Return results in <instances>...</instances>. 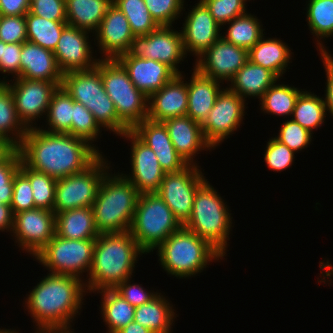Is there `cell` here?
Instances as JSON below:
<instances>
[{
	"instance_id": "6da1fadb",
	"label": "cell",
	"mask_w": 333,
	"mask_h": 333,
	"mask_svg": "<svg viewBox=\"0 0 333 333\" xmlns=\"http://www.w3.org/2000/svg\"><path fill=\"white\" fill-rule=\"evenodd\" d=\"M37 127L28 129L18 147L22 161L56 180L84 171L101 155L86 140Z\"/></svg>"
},
{
	"instance_id": "7a4b0ae2",
	"label": "cell",
	"mask_w": 333,
	"mask_h": 333,
	"mask_svg": "<svg viewBox=\"0 0 333 333\" xmlns=\"http://www.w3.org/2000/svg\"><path fill=\"white\" fill-rule=\"evenodd\" d=\"M86 293L85 282L78 277L49 273L41 278L24 303L37 326L35 331L72 327Z\"/></svg>"
},
{
	"instance_id": "3957f363",
	"label": "cell",
	"mask_w": 333,
	"mask_h": 333,
	"mask_svg": "<svg viewBox=\"0 0 333 333\" xmlns=\"http://www.w3.org/2000/svg\"><path fill=\"white\" fill-rule=\"evenodd\" d=\"M142 254L146 253L130 231L99 234L95 239L88 279L84 281L87 292L96 294L99 290L114 289L133 276L138 255Z\"/></svg>"
},
{
	"instance_id": "277c9868",
	"label": "cell",
	"mask_w": 333,
	"mask_h": 333,
	"mask_svg": "<svg viewBox=\"0 0 333 333\" xmlns=\"http://www.w3.org/2000/svg\"><path fill=\"white\" fill-rule=\"evenodd\" d=\"M111 171L102 179L92 205L99 234L130 231L140 195L126 177L121 173L112 174Z\"/></svg>"
},
{
	"instance_id": "5b68a950",
	"label": "cell",
	"mask_w": 333,
	"mask_h": 333,
	"mask_svg": "<svg viewBox=\"0 0 333 333\" xmlns=\"http://www.w3.org/2000/svg\"><path fill=\"white\" fill-rule=\"evenodd\" d=\"M156 249L161 267L177 279L194 277L208 267V263L223 259L207 241L184 226Z\"/></svg>"
},
{
	"instance_id": "8992f818",
	"label": "cell",
	"mask_w": 333,
	"mask_h": 333,
	"mask_svg": "<svg viewBox=\"0 0 333 333\" xmlns=\"http://www.w3.org/2000/svg\"><path fill=\"white\" fill-rule=\"evenodd\" d=\"M207 180L198 187L192 214L183 226L207 241L225 257L233 217L225 200Z\"/></svg>"
},
{
	"instance_id": "52a82bcc",
	"label": "cell",
	"mask_w": 333,
	"mask_h": 333,
	"mask_svg": "<svg viewBox=\"0 0 333 333\" xmlns=\"http://www.w3.org/2000/svg\"><path fill=\"white\" fill-rule=\"evenodd\" d=\"M61 86L74 101L90 110L101 129H108L118 136L129 131L119 121L115 105L104 90L97 67L64 73Z\"/></svg>"
},
{
	"instance_id": "ba28073f",
	"label": "cell",
	"mask_w": 333,
	"mask_h": 333,
	"mask_svg": "<svg viewBox=\"0 0 333 333\" xmlns=\"http://www.w3.org/2000/svg\"><path fill=\"white\" fill-rule=\"evenodd\" d=\"M100 70L103 87L113 101L119 121L132 130L148 117V97L130 80L127 70L117 59H101Z\"/></svg>"
},
{
	"instance_id": "9c48e42d",
	"label": "cell",
	"mask_w": 333,
	"mask_h": 333,
	"mask_svg": "<svg viewBox=\"0 0 333 333\" xmlns=\"http://www.w3.org/2000/svg\"><path fill=\"white\" fill-rule=\"evenodd\" d=\"M182 226L157 193L139 195L130 233L146 254Z\"/></svg>"
},
{
	"instance_id": "30bf717a",
	"label": "cell",
	"mask_w": 333,
	"mask_h": 333,
	"mask_svg": "<svg viewBox=\"0 0 333 333\" xmlns=\"http://www.w3.org/2000/svg\"><path fill=\"white\" fill-rule=\"evenodd\" d=\"M104 157L101 154L84 171L57 180L53 206L55 214L76 208L92 207L101 181L111 168Z\"/></svg>"
},
{
	"instance_id": "8fae6325",
	"label": "cell",
	"mask_w": 333,
	"mask_h": 333,
	"mask_svg": "<svg viewBox=\"0 0 333 333\" xmlns=\"http://www.w3.org/2000/svg\"><path fill=\"white\" fill-rule=\"evenodd\" d=\"M94 244L95 239L72 240L55 234L34 257L49 273L82 279L83 272H90Z\"/></svg>"
},
{
	"instance_id": "7c38bea8",
	"label": "cell",
	"mask_w": 333,
	"mask_h": 333,
	"mask_svg": "<svg viewBox=\"0 0 333 333\" xmlns=\"http://www.w3.org/2000/svg\"><path fill=\"white\" fill-rule=\"evenodd\" d=\"M173 26H159L147 35L135 36L125 54L118 58H143L159 61L181 74L178 64L188 56L185 53L182 34ZM186 56V57H185Z\"/></svg>"
},
{
	"instance_id": "4fadbf2b",
	"label": "cell",
	"mask_w": 333,
	"mask_h": 333,
	"mask_svg": "<svg viewBox=\"0 0 333 333\" xmlns=\"http://www.w3.org/2000/svg\"><path fill=\"white\" fill-rule=\"evenodd\" d=\"M200 166L188 164L182 170L165 173L157 194L184 225L192 214L195 193L206 180Z\"/></svg>"
},
{
	"instance_id": "5bb4252c",
	"label": "cell",
	"mask_w": 333,
	"mask_h": 333,
	"mask_svg": "<svg viewBox=\"0 0 333 333\" xmlns=\"http://www.w3.org/2000/svg\"><path fill=\"white\" fill-rule=\"evenodd\" d=\"M246 100L237 93L223 87L218 94L214 107L201 124L205 140L214 148L237 131L243 122Z\"/></svg>"
},
{
	"instance_id": "9a60e30c",
	"label": "cell",
	"mask_w": 333,
	"mask_h": 333,
	"mask_svg": "<svg viewBox=\"0 0 333 333\" xmlns=\"http://www.w3.org/2000/svg\"><path fill=\"white\" fill-rule=\"evenodd\" d=\"M6 83L13 94L17 114L28 129L36 127V120L45 117L43 115L47 114L53 93L62 85V83L21 77L6 81Z\"/></svg>"
},
{
	"instance_id": "2e32d148",
	"label": "cell",
	"mask_w": 333,
	"mask_h": 333,
	"mask_svg": "<svg viewBox=\"0 0 333 333\" xmlns=\"http://www.w3.org/2000/svg\"><path fill=\"white\" fill-rule=\"evenodd\" d=\"M56 214L34 208L14 214L12 233L21 250L33 257L54 237Z\"/></svg>"
},
{
	"instance_id": "e0dca14e",
	"label": "cell",
	"mask_w": 333,
	"mask_h": 333,
	"mask_svg": "<svg viewBox=\"0 0 333 333\" xmlns=\"http://www.w3.org/2000/svg\"><path fill=\"white\" fill-rule=\"evenodd\" d=\"M248 50L233 45L220 37L195 61L202 75L219 82H228L247 63Z\"/></svg>"
},
{
	"instance_id": "ac0fdd59",
	"label": "cell",
	"mask_w": 333,
	"mask_h": 333,
	"mask_svg": "<svg viewBox=\"0 0 333 333\" xmlns=\"http://www.w3.org/2000/svg\"><path fill=\"white\" fill-rule=\"evenodd\" d=\"M120 137L130 140L131 151V174L126 177L136 188L138 193H157L160 188L165 172L160 167L154 151L143 143L131 130Z\"/></svg>"
},
{
	"instance_id": "d6986e66",
	"label": "cell",
	"mask_w": 333,
	"mask_h": 333,
	"mask_svg": "<svg viewBox=\"0 0 333 333\" xmlns=\"http://www.w3.org/2000/svg\"><path fill=\"white\" fill-rule=\"evenodd\" d=\"M196 4L189 10L180 31L186 55L195 54L197 59L221 37L222 27L201 0Z\"/></svg>"
},
{
	"instance_id": "ffe728a7",
	"label": "cell",
	"mask_w": 333,
	"mask_h": 333,
	"mask_svg": "<svg viewBox=\"0 0 333 333\" xmlns=\"http://www.w3.org/2000/svg\"><path fill=\"white\" fill-rule=\"evenodd\" d=\"M89 33L91 32L69 25L63 29L53 51L63 74L70 71L91 70L96 67L100 59L92 55L94 52L91 50L93 47L90 44Z\"/></svg>"
},
{
	"instance_id": "44dd1931",
	"label": "cell",
	"mask_w": 333,
	"mask_h": 333,
	"mask_svg": "<svg viewBox=\"0 0 333 333\" xmlns=\"http://www.w3.org/2000/svg\"><path fill=\"white\" fill-rule=\"evenodd\" d=\"M94 42L102 55L101 59H117L125 54L135 37L123 12L112 4L105 13L98 29L93 33ZM104 56V57H103Z\"/></svg>"
},
{
	"instance_id": "7402d4cb",
	"label": "cell",
	"mask_w": 333,
	"mask_h": 333,
	"mask_svg": "<svg viewBox=\"0 0 333 333\" xmlns=\"http://www.w3.org/2000/svg\"><path fill=\"white\" fill-rule=\"evenodd\" d=\"M131 131L154 151L165 173L180 171L188 165L175 150L163 122L146 118Z\"/></svg>"
},
{
	"instance_id": "603a6c76",
	"label": "cell",
	"mask_w": 333,
	"mask_h": 333,
	"mask_svg": "<svg viewBox=\"0 0 333 333\" xmlns=\"http://www.w3.org/2000/svg\"><path fill=\"white\" fill-rule=\"evenodd\" d=\"M181 74L175 75L160 90L148 98V119L163 122L187 114V81ZM186 82V83H184Z\"/></svg>"
},
{
	"instance_id": "cb8c5ba5",
	"label": "cell",
	"mask_w": 333,
	"mask_h": 333,
	"mask_svg": "<svg viewBox=\"0 0 333 333\" xmlns=\"http://www.w3.org/2000/svg\"><path fill=\"white\" fill-rule=\"evenodd\" d=\"M163 123L175 150L187 164L198 165L194 162L196 154L201 150L212 151V146L204 138L201 124L189 116L170 118Z\"/></svg>"
},
{
	"instance_id": "d4e9b609",
	"label": "cell",
	"mask_w": 333,
	"mask_h": 333,
	"mask_svg": "<svg viewBox=\"0 0 333 333\" xmlns=\"http://www.w3.org/2000/svg\"><path fill=\"white\" fill-rule=\"evenodd\" d=\"M127 70L135 87L148 98L177 75L159 61L143 58H117Z\"/></svg>"
},
{
	"instance_id": "484cf974",
	"label": "cell",
	"mask_w": 333,
	"mask_h": 333,
	"mask_svg": "<svg viewBox=\"0 0 333 333\" xmlns=\"http://www.w3.org/2000/svg\"><path fill=\"white\" fill-rule=\"evenodd\" d=\"M20 77L62 83L60 70L54 52L29 41L22 43Z\"/></svg>"
},
{
	"instance_id": "4316f807",
	"label": "cell",
	"mask_w": 333,
	"mask_h": 333,
	"mask_svg": "<svg viewBox=\"0 0 333 333\" xmlns=\"http://www.w3.org/2000/svg\"><path fill=\"white\" fill-rule=\"evenodd\" d=\"M220 83L213 78L202 75L193 67L192 75L187 82L188 107L186 116L202 124L214 107L216 98L222 90Z\"/></svg>"
},
{
	"instance_id": "83f0119b",
	"label": "cell",
	"mask_w": 333,
	"mask_h": 333,
	"mask_svg": "<svg viewBox=\"0 0 333 333\" xmlns=\"http://www.w3.org/2000/svg\"><path fill=\"white\" fill-rule=\"evenodd\" d=\"M278 79L269 69L248 60L228 82L229 87L227 88L237 93L244 100L247 97H257L260 100Z\"/></svg>"
},
{
	"instance_id": "f1b7e54d",
	"label": "cell",
	"mask_w": 333,
	"mask_h": 333,
	"mask_svg": "<svg viewBox=\"0 0 333 333\" xmlns=\"http://www.w3.org/2000/svg\"><path fill=\"white\" fill-rule=\"evenodd\" d=\"M293 54L289 46L277 38L261 39L248 51V58L254 64L272 71L280 81L285 74Z\"/></svg>"
},
{
	"instance_id": "f546056e",
	"label": "cell",
	"mask_w": 333,
	"mask_h": 333,
	"mask_svg": "<svg viewBox=\"0 0 333 333\" xmlns=\"http://www.w3.org/2000/svg\"><path fill=\"white\" fill-rule=\"evenodd\" d=\"M55 234L72 240L96 239L99 235L92 207H82L56 214Z\"/></svg>"
},
{
	"instance_id": "4dcf8cb0",
	"label": "cell",
	"mask_w": 333,
	"mask_h": 333,
	"mask_svg": "<svg viewBox=\"0 0 333 333\" xmlns=\"http://www.w3.org/2000/svg\"><path fill=\"white\" fill-rule=\"evenodd\" d=\"M173 305L159 293L151 301L135 307L134 322L153 333H172L175 316Z\"/></svg>"
},
{
	"instance_id": "1f68e13d",
	"label": "cell",
	"mask_w": 333,
	"mask_h": 333,
	"mask_svg": "<svg viewBox=\"0 0 333 333\" xmlns=\"http://www.w3.org/2000/svg\"><path fill=\"white\" fill-rule=\"evenodd\" d=\"M112 4L113 0H65L66 22L94 33Z\"/></svg>"
},
{
	"instance_id": "d6a6232c",
	"label": "cell",
	"mask_w": 333,
	"mask_h": 333,
	"mask_svg": "<svg viewBox=\"0 0 333 333\" xmlns=\"http://www.w3.org/2000/svg\"><path fill=\"white\" fill-rule=\"evenodd\" d=\"M96 292L102 295L100 313L103 322L107 325V333H117L134 321L135 307L131 306L114 289H103Z\"/></svg>"
},
{
	"instance_id": "836d02e7",
	"label": "cell",
	"mask_w": 333,
	"mask_h": 333,
	"mask_svg": "<svg viewBox=\"0 0 333 333\" xmlns=\"http://www.w3.org/2000/svg\"><path fill=\"white\" fill-rule=\"evenodd\" d=\"M27 131L17 114L9 85L0 82V137L8 139L18 148Z\"/></svg>"
},
{
	"instance_id": "e575fe53",
	"label": "cell",
	"mask_w": 333,
	"mask_h": 333,
	"mask_svg": "<svg viewBox=\"0 0 333 333\" xmlns=\"http://www.w3.org/2000/svg\"><path fill=\"white\" fill-rule=\"evenodd\" d=\"M308 27L317 40V49L321 54H329L321 39L333 36V0H308ZM321 43H320V42Z\"/></svg>"
},
{
	"instance_id": "d590c367",
	"label": "cell",
	"mask_w": 333,
	"mask_h": 333,
	"mask_svg": "<svg viewBox=\"0 0 333 333\" xmlns=\"http://www.w3.org/2000/svg\"><path fill=\"white\" fill-rule=\"evenodd\" d=\"M74 114V100L60 86L53 93L46 114L48 128L42 130L51 133H62L71 135V121ZM47 128V130H46Z\"/></svg>"
},
{
	"instance_id": "8d00e7d4",
	"label": "cell",
	"mask_w": 333,
	"mask_h": 333,
	"mask_svg": "<svg viewBox=\"0 0 333 333\" xmlns=\"http://www.w3.org/2000/svg\"><path fill=\"white\" fill-rule=\"evenodd\" d=\"M327 109L323 97L308 91H302L296 101L292 120L310 131L318 129L325 121Z\"/></svg>"
},
{
	"instance_id": "74e56055",
	"label": "cell",
	"mask_w": 333,
	"mask_h": 333,
	"mask_svg": "<svg viewBox=\"0 0 333 333\" xmlns=\"http://www.w3.org/2000/svg\"><path fill=\"white\" fill-rule=\"evenodd\" d=\"M228 30L221 37L235 46L250 50L264 35L262 24L254 14L246 13L227 23ZM225 35V36H224Z\"/></svg>"
},
{
	"instance_id": "f35d334b",
	"label": "cell",
	"mask_w": 333,
	"mask_h": 333,
	"mask_svg": "<svg viewBox=\"0 0 333 333\" xmlns=\"http://www.w3.org/2000/svg\"><path fill=\"white\" fill-rule=\"evenodd\" d=\"M27 41L54 51L67 22L52 21L32 14L25 15Z\"/></svg>"
},
{
	"instance_id": "ab89813d",
	"label": "cell",
	"mask_w": 333,
	"mask_h": 333,
	"mask_svg": "<svg viewBox=\"0 0 333 333\" xmlns=\"http://www.w3.org/2000/svg\"><path fill=\"white\" fill-rule=\"evenodd\" d=\"M277 83L276 81L260 99V109L264 114L291 117L302 89Z\"/></svg>"
},
{
	"instance_id": "60d3db41",
	"label": "cell",
	"mask_w": 333,
	"mask_h": 333,
	"mask_svg": "<svg viewBox=\"0 0 333 333\" xmlns=\"http://www.w3.org/2000/svg\"><path fill=\"white\" fill-rule=\"evenodd\" d=\"M127 18L134 36L147 35L159 25L151 17L144 0H113Z\"/></svg>"
},
{
	"instance_id": "b9f144b4",
	"label": "cell",
	"mask_w": 333,
	"mask_h": 333,
	"mask_svg": "<svg viewBox=\"0 0 333 333\" xmlns=\"http://www.w3.org/2000/svg\"><path fill=\"white\" fill-rule=\"evenodd\" d=\"M19 170L30 181L35 208L53 211L57 180L45 173L29 168L23 161Z\"/></svg>"
},
{
	"instance_id": "7bdbcfd3",
	"label": "cell",
	"mask_w": 333,
	"mask_h": 333,
	"mask_svg": "<svg viewBox=\"0 0 333 333\" xmlns=\"http://www.w3.org/2000/svg\"><path fill=\"white\" fill-rule=\"evenodd\" d=\"M101 127L96 122L93 114L90 110L83 106L81 103L74 101V114L71 121V135L77 138L86 140L92 145L100 154L99 148L92 144L99 138V134L102 132Z\"/></svg>"
},
{
	"instance_id": "ee69618b",
	"label": "cell",
	"mask_w": 333,
	"mask_h": 333,
	"mask_svg": "<svg viewBox=\"0 0 333 333\" xmlns=\"http://www.w3.org/2000/svg\"><path fill=\"white\" fill-rule=\"evenodd\" d=\"M185 0H144L151 17L159 26H172L185 11Z\"/></svg>"
},
{
	"instance_id": "f6af8a7d",
	"label": "cell",
	"mask_w": 333,
	"mask_h": 333,
	"mask_svg": "<svg viewBox=\"0 0 333 333\" xmlns=\"http://www.w3.org/2000/svg\"><path fill=\"white\" fill-rule=\"evenodd\" d=\"M274 138L297 153L309 147L313 137L310 131L290 119L281 124L279 133Z\"/></svg>"
},
{
	"instance_id": "bcb514c9",
	"label": "cell",
	"mask_w": 333,
	"mask_h": 333,
	"mask_svg": "<svg viewBox=\"0 0 333 333\" xmlns=\"http://www.w3.org/2000/svg\"><path fill=\"white\" fill-rule=\"evenodd\" d=\"M208 8L215 21L225 26L234 18L247 13V0H201Z\"/></svg>"
},
{
	"instance_id": "7dc6e473",
	"label": "cell",
	"mask_w": 333,
	"mask_h": 333,
	"mask_svg": "<svg viewBox=\"0 0 333 333\" xmlns=\"http://www.w3.org/2000/svg\"><path fill=\"white\" fill-rule=\"evenodd\" d=\"M22 157L17 148L3 163L0 164V204L11 206L14 175L20 168Z\"/></svg>"
},
{
	"instance_id": "c3c4849f",
	"label": "cell",
	"mask_w": 333,
	"mask_h": 333,
	"mask_svg": "<svg viewBox=\"0 0 333 333\" xmlns=\"http://www.w3.org/2000/svg\"><path fill=\"white\" fill-rule=\"evenodd\" d=\"M294 154L296 153L287 145L272 137L267 142L264 161L271 171L279 172L290 168L292 163H294Z\"/></svg>"
},
{
	"instance_id": "681fc988",
	"label": "cell",
	"mask_w": 333,
	"mask_h": 333,
	"mask_svg": "<svg viewBox=\"0 0 333 333\" xmlns=\"http://www.w3.org/2000/svg\"><path fill=\"white\" fill-rule=\"evenodd\" d=\"M32 187L29 179L18 170L14 175V188L11 201L13 214L35 208Z\"/></svg>"
},
{
	"instance_id": "f907efd6",
	"label": "cell",
	"mask_w": 333,
	"mask_h": 333,
	"mask_svg": "<svg viewBox=\"0 0 333 333\" xmlns=\"http://www.w3.org/2000/svg\"><path fill=\"white\" fill-rule=\"evenodd\" d=\"M0 40L5 44L27 41L26 21L23 16H0Z\"/></svg>"
},
{
	"instance_id": "816d5d0a",
	"label": "cell",
	"mask_w": 333,
	"mask_h": 333,
	"mask_svg": "<svg viewBox=\"0 0 333 333\" xmlns=\"http://www.w3.org/2000/svg\"><path fill=\"white\" fill-rule=\"evenodd\" d=\"M132 277L125 279L123 282L118 284L114 290L120 294L131 306L138 307L142 304H145L151 301L154 297H156L159 292H154L153 290L147 291L143 289L140 284L132 283ZM146 290V291H145Z\"/></svg>"
},
{
	"instance_id": "f5cc1de1",
	"label": "cell",
	"mask_w": 333,
	"mask_h": 333,
	"mask_svg": "<svg viewBox=\"0 0 333 333\" xmlns=\"http://www.w3.org/2000/svg\"><path fill=\"white\" fill-rule=\"evenodd\" d=\"M30 12L48 20L66 22L65 0H36L30 4Z\"/></svg>"
},
{
	"instance_id": "db71d44e",
	"label": "cell",
	"mask_w": 333,
	"mask_h": 333,
	"mask_svg": "<svg viewBox=\"0 0 333 333\" xmlns=\"http://www.w3.org/2000/svg\"><path fill=\"white\" fill-rule=\"evenodd\" d=\"M21 43H9L3 47L2 56L0 59V72L2 74H12L13 78L20 77V57H21ZM0 82H6L5 78Z\"/></svg>"
},
{
	"instance_id": "11a10c76",
	"label": "cell",
	"mask_w": 333,
	"mask_h": 333,
	"mask_svg": "<svg viewBox=\"0 0 333 333\" xmlns=\"http://www.w3.org/2000/svg\"><path fill=\"white\" fill-rule=\"evenodd\" d=\"M323 65L326 72V90L324 101L326 109L331 116H333V56L330 54H321Z\"/></svg>"
},
{
	"instance_id": "9f6ffc18",
	"label": "cell",
	"mask_w": 333,
	"mask_h": 333,
	"mask_svg": "<svg viewBox=\"0 0 333 333\" xmlns=\"http://www.w3.org/2000/svg\"><path fill=\"white\" fill-rule=\"evenodd\" d=\"M30 11L29 0H0V15L23 16Z\"/></svg>"
},
{
	"instance_id": "6f0895ef",
	"label": "cell",
	"mask_w": 333,
	"mask_h": 333,
	"mask_svg": "<svg viewBox=\"0 0 333 333\" xmlns=\"http://www.w3.org/2000/svg\"><path fill=\"white\" fill-rule=\"evenodd\" d=\"M14 214L10 205L0 204V231L7 230L12 233Z\"/></svg>"
},
{
	"instance_id": "680465c9",
	"label": "cell",
	"mask_w": 333,
	"mask_h": 333,
	"mask_svg": "<svg viewBox=\"0 0 333 333\" xmlns=\"http://www.w3.org/2000/svg\"><path fill=\"white\" fill-rule=\"evenodd\" d=\"M17 147L8 139L0 137V164L3 163Z\"/></svg>"
},
{
	"instance_id": "91938a15",
	"label": "cell",
	"mask_w": 333,
	"mask_h": 333,
	"mask_svg": "<svg viewBox=\"0 0 333 333\" xmlns=\"http://www.w3.org/2000/svg\"><path fill=\"white\" fill-rule=\"evenodd\" d=\"M117 333H153L151 330L143 327L136 322L129 323L126 327L119 330Z\"/></svg>"
},
{
	"instance_id": "94428289",
	"label": "cell",
	"mask_w": 333,
	"mask_h": 333,
	"mask_svg": "<svg viewBox=\"0 0 333 333\" xmlns=\"http://www.w3.org/2000/svg\"><path fill=\"white\" fill-rule=\"evenodd\" d=\"M0 333H18L17 331H15L14 329H2L0 328Z\"/></svg>"
},
{
	"instance_id": "6125c7cd",
	"label": "cell",
	"mask_w": 333,
	"mask_h": 333,
	"mask_svg": "<svg viewBox=\"0 0 333 333\" xmlns=\"http://www.w3.org/2000/svg\"><path fill=\"white\" fill-rule=\"evenodd\" d=\"M3 47H5V43L2 40H0V59L2 56V52H3Z\"/></svg>"
}]
</instances>
